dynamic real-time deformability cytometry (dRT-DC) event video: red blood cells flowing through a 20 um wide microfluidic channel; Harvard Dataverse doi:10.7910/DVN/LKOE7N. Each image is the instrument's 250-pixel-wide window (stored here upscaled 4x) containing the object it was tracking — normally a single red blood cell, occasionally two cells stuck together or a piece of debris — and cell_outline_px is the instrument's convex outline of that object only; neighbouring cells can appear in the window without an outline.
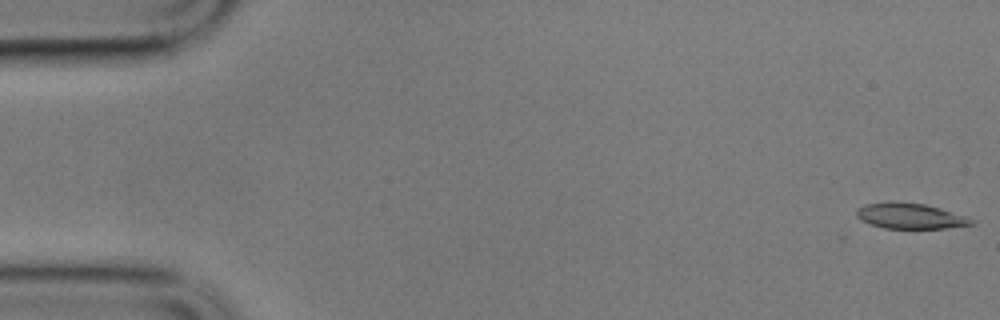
{"species": "common noctule bat (a hibernating species)", "species_latin": "Nyctalus noctula", "temperature_condition": "cold", "stored_images_in_passage": 45, "camera_frame_rate_fps": 3000, "um_per_image_px": 0.085, "animal": {"sex": "male", "body_mass_g": 17.9}, "frame": {"image": 1, "passage_image": 1, "time_ms": 0.0, "image_size_px": [1000, 320], "cell_outline_px": [[976, 224], [944, 228], [884, 228], [860, 220], [856, 216], [856, 212], [864, 204], [888, 200], [892, 200], [924, 204], [940, 208], [976, 220]], "centroid_in_image_um": [77.35, 18.34], "position_along_channel_um": 7.7, "area_um2": 17.22}}
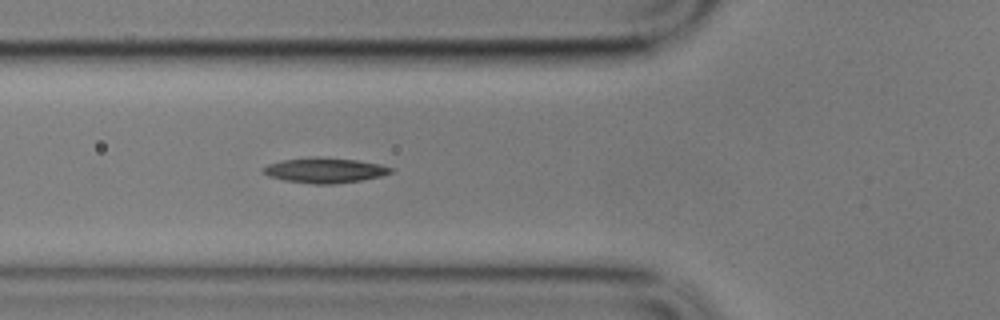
{"frame": {"image": 2, "passage_image": 21, "time_ms": 6.667, "image_size_px": [1000, 320], "cell_outline_px": [[392, 172], [380, 176], [360, 180], [332, 184], [316, 184], [284, 180], [268, 176], [260, 172], [260, 168], [268, 164], [280, 160], [316, 156], [320, 156], [356, 160], [380, 164], [392, 168]], "centroid_in_image_um": [27.52, 14.46], "position_along_channel_um": 98.3, "area_um2": 18.79}}
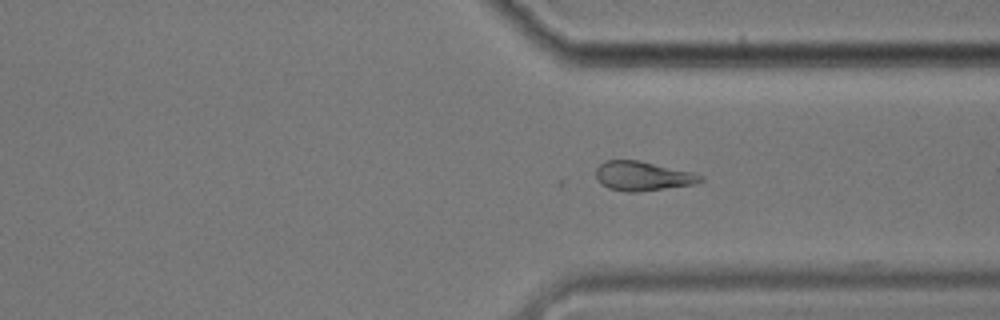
{"frame": {"image": 3, "passage_image": 44, "time_ms": 14.333, "image_size_px": [1000, 320], "cell_outline_px": [[704, 180], [692, 184], [636, 192], [624, 192], [608, 188], [600, 184], [596, 180], [596, 168], [604, 160], [640, 160], [692, 172], [704, 176]], "centroid_in_image_um": [54.57, 14.95], "position_along_channel_um": 356.8, "area_um2": 17.92}}